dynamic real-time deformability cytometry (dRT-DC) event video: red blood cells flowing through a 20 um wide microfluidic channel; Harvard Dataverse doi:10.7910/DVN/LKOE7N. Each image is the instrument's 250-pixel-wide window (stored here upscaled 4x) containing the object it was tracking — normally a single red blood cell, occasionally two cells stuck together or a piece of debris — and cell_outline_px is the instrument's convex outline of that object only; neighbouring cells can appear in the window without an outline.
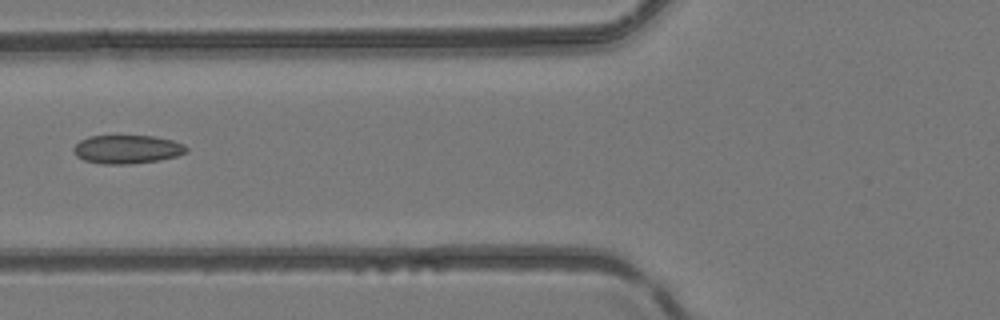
{"species": "common noctule bat (a hibernating species)", "species_latin": "Nyctalus noctula", "temperature_condition": "room temperature", "stored_images_in_passage": 5, "camera_frame_rate_fps": 3000, "um_per_image_px": 0.085, "animal": {"sex": "female", "body_mass_g": 24.6, "forearm_length_mm": 56.2}, "frame": {"image": 1, "passage_image": 5, "time_ms": 4.667, "image_size_px": [1000, 320], "cell_outline_px": [[188, 152], [176, 156], [160, 160], [128, 164], [100, 164], [84, 160], [76, 156], [72, 152], [72, 148], [80, 140], [88, 136], [152, 136], [172, 140], [184, 144], [188, 148]], "centroid_in_image_um": [10.78, 12.69], "position_along_channel_um": 115.0, "area_um2": 18.9}}